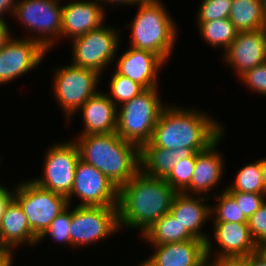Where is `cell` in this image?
I'll list each match as a JSON object with an SVG mask.
<instances>
[{"mask_svg":"<svg viewBox=\"0 0 266 266\" xmlns=\"http://www.w3.org/2000/svg\"><path fill=\"white\" fill-rule=\"evenodd\" d=\"M115 63V72L128 77L145 89L158 87V75L165 61L157 54L129 47Z\"/></svg>","mask_w":266,"mask_h":266,"instance_id":"obj_16","label":"cell"},{"mask_svg":"<svg viewBox=\"0 0 266 266\" xmlns=\"http://www.w3.org/2000/svg\"><path fill=\"white\" fill-rule=\"evenodd\" d=\"M160 0H146L138 5V12L129 24L130 47L159 55L165 62L170 59L177 39L176 23Z\"/></svg>","mask_w":266,"mask_h":266,"instance_id":"obj_4","label":"cell"},{"mask_svg":"<svg viewBox=\"0 0 266 266\" xmlns=\"http://www.w3.org/2000/svg\"><path fill=\"white\" fill-rule=\"evenodd\" d=\"M153 246L154 253L138 266H205L206 243L199 239Z\"/></svg>","mask_w":266,"mask_h":266,"instance_id":"obj_18","label":"cell"},{"mask_svg":"<svg viewBox=\"0 0 266 266\" xmlns=\"http://www.w3.org/2000/svg\"><path fill=\"white\" fill-rule=\"evenodd\" d=\"M223 53V62L232 66L240 78L266 61V28L238 32L236 39Z\"/></svg>","mask_w":266,"mask_h":266,"instance_id":"obj_14","label":"cell"},{"mask_svg":"<svg viewBox=\"0 0 266 266\" xmlns=\"http://www.w3.org/2000/svg\"><path fill=\"white\" fill-rule=\"evenodd\" d=\"M240 79L247 85L248 89L266 96V61L247 71Z\"/></svg>","mask_w":266,"mask_h":266,"instance_id":"obj_35","label":"cell"},{"mask_svg":"<svg viewBox=\"0 0 266 266\" xmlns=\"http://www.w3.org/2000/svg\"><path fill=\"white\" fill-rule=\"evenodd\" d=\"M241 208L244 216L249 219L265 201V194L248 193L240 191H227Z\"/></svg>","mask_w":266,"mask_h":266,"instance_id":"obj_33","label":"cell"},{"mask_svg":"<svg viewBox=\"0 0 266 266\" xmlns=\"http://www.w3.org/2000/svg\"><path fill=\"white\" fill-rule=\"evenodd\" d=\"M214 238L220 249L215 257H243L259 250L248 223L214 222ZM222 249V250H221Z\"/></svg>","mask_w":266,"mask_h":266,"instance_id":"obj_20","label":"cell"},{"mask_svg":"<svg viewBox=\"0 0 266 266\" xmlns=\"http://www.w3.org/2000/svg\"><path fill=\"white\" fill-rule=\"evenodd\" d=\"M13 198H14V190L11 191L7 189L6 186H2L0 184V222L7 205L10 203V201Z\"/></svg>","mask_w":266,"mask_h":266,"instance_id":"obj_37","label":"cell"},{"mask_svg":"<svg viewBox=\"0 0 266 266\" xmlns=\"http://www.w3.org/2000/svg\"><path fill=\"white\" fill-rule=\"evenodd\" d=\"M191 148L166 149L161 147L140 148V170L154 178L165 179L172 172L179 159L191 157Z\"/></svg>","mask_w":266,"mask_h":266,"instance_id":"obj_23","label":"cell"},{"mask_svg":"<svg viewBox=\"0 0 266 266\" xmlns=\"http://www.w3.org/2000/svg\"><path fill=\"white\" fill-rule=\"evenodd\" d=\"M197 152L191 157L179 159L165 181L177 192H183L189 185L196 165Z\"/></svg>","mask_w":266,"mask_h":266,"instance_id":"obj_30","label":"cell"},{"mask_svg":"<svg viewBox=\"0 0 266 266\" xmlns=\"http://www.w3.org/2000/svg\"><path fill=\"white\" fill-rule=\"evenodd\" d=\"M152 245L182 242L195 239L186 228L169 212L158 219L145 233L142 238Z\"/></svg>","mask_w":266,"mask_h":266,"instance_id":"obj_25","label":"cell"},{"mask_svg":"<svg viewBox=\"0 0 266 266\" xmlns=\"http://www.w3.org/2000/svg\"><path fill=\"white\" fill-rule=\"evenodd\" d=\"M47 50L31 38H14L0 50V85L15 80L39 66Z\"/></svg>","mask_w":266,"mask_h":266,"instance_id":"obj_13","label":"cell"},{"mask_svg":"<svg viewBox=\"0 0 266 266\" xmlns=\"http://www.w3.org/2000/svg\"><path fill=\"white\" fill-rule=\"evenodd\" d=\"M200 111L166 105L150 142L142 147L191 148L194 152L207 149L224 133V128Z\"/></svg>","mask_w":266,"mask_h":266,"instance_id":"obj_2","label":"cell"},{"mask_svg":"<svg viewBox=\"0 0 266 266\" xmlns=\"http://www.w3.org/2000/svg\"><path fill=\"white\" fill-rule=\"evenodd\" d=\"M178 192L163 178H154L141 170L118 192L119 228L145 233L158 219L170 212Z\"/></svg>","mask_w":266,"mask_h":266,"instance_id":"obj_1","label":"cell"},{"mask_svg":"<svg viewBox=\"0 0 266 266\" xmlns=\"http://www.w3.org/2000/svg\"><path fill=\"white\" fill-rule=\"evenodd\" d=\"M12 36L7 22L0 21V50Z\"/></svg>","mask_w":266,"mask_h":266,"instance_id":"obj_41","label":"cell"},{"mask_svg":"<svg viewBox=\"0 0 266 266\" xmlns=\"http://www.w3.org/2000/svg\"><path fill=\"white\" fill-rule=\"evenodd\" d=\"M71 246H87L120 230L117 207L76 206L70 225Z\"/></svg>","mask_w":266,"mask_h":266,"instance_id":"obj_11","label":"cell"},{"mask_svg":"<svg viewBox=\"0 0 266 266\" xmlns=\"http://www.w3.org/2000/svg\"><path fill=\"white\" fill-rule=\"evenodd\" d=\"M247 266H266V256L259 249L247 256Z\"/></svg>","mask_w":266,"mask_h":266,"instance_id":"obj_38","label":"cell"},{"mask_svg":"<svg viewBox=\"0 0 266 266\" xmlns=\"http://www.w3.org/2000/svg\"><path fill=\"white\" fill-rule=\"evenodd\" d=\"M59 3V0H19L13 14L32 34L37 33L30 38L47 52L56 45L55 39L61 38L62 6Z\"/></svg>","mask_w":266,"mask_h":266,"instance_id":"obj_7","label":"cell"},{"mask_svg":"<svg viewBox=\"0 0 266 266\" xmlns=\"http://www.w3.org/2000/svg\"><path fill=\"white\" fill-rule=\"evenodd\" d=\"M18 4L17 0H0V21L6 22V20L3 18V13H10V16L14 14L16 5Z\"/></svg>","mask_w":266,"mask_h":266,"instance_id":"obj_39","label":"cell"},{"mask_svg":"<svg viewBox=\"0 0 266 266\" xmlns=\"http://www.w3.org/2000/svg\"><path fill=\"white\" fill-rule=\"evenodd\" d=\"M118 30L105 24L88 33L75 37L71 41L72 63L81 68H87L102 74L104 69L115 60L119 50L120 37Z\"/></svg>","mask_w":266,"mask_h":266,"instance_id":"obj_9","label":"cell"},{"mask_svg":"<svg viewBox=\"0 0 266 266\" xmlns=\"http://www.w3.org/2000/svg\"><path fill=\"white\" fill-rule=\"evenodd\" d=\"M109 86L110 92L107 96L117 108L146 90L142 85L116 72L113 73Z\"/></svg>","mask_w":266,"mask_h":266,"instance_id":"obj_29","label":"cell"},{"mask_svg":"<svg viewBox=\"0 0 266 266\" xmlns=\"http://www.w3.org/2000/svg\"><path fill=\"white\" fill-rule=\"evenodd\" d=\"M79 111L84 123V129L79 135L116 132L118 110L107 93L98 91L81 106Z\"/></svg>","mask_w":266,"mask_h":266,"instance_id":"obj_21","label":"cell"},{"mask_svg":"<svg viewBox=\"0 0 266 266\" xmlns=\"http://www.w3.org/2000/svg\"><path fill=\"white\" fill-rule=\"evenodd\" d=\"M264 16L266 18V0H261Z\"/></svg>","mask_w":266,"mask_h":266,"instance_id":"obj_45","label":"cell"},{"mask_svg":"<svg viewBox=\"0 0 266 266\" xmlns=\"http://www.w3.org/2000/svg\"><path fill=\"white\" fill-rule=\"evenodd\" d=\"M233 0H202L196 22H210L229 18Z\"/></svg>","mask_w":266,"mask_h":266,"instance_id":"obj_32","label":"cell"},{"mask_svg":"<svg viewBox=\"0 0 266 266\" xmlns=\"http://www.w3.org/2000/svg\"><path fill=\"white\" fill-rule=\"evenodd\" d=\"M205 266H247V256L214 258L213 256H207Z\"/></svg>","mask_w":266,"mask_h":266,"instance_id":"obj_36","label":"cell"},{"mask_svg":"<svg viewBox=\"0 0 266 266\" xmlns=\"http://www.w3.org/2000/svg\"><path fill=\"white\" fill-rule=\"evenodd\" d=\"M248 227L252 238L259 247L266 242V200L248 219Z\"/></svg>","mask_w":266,"mask_h":266,"instance_id":"obj_34","label":"cell"},{"mask_svg":"<svg viewBox=\"0 0 266 266\" xmlns=\"http://www.w3.org/2000/svg\"><path fill=\"white\" fill-rule=\"evenodd\" d=\"M118 192L119 188L103 173L79 158L71 193L67 197L69 205L76 195L81 199L78 206L117 207Z\"/></svg>","mask_w":266,"mask_h":266,"instance_id":"obj_12","label":"cell"},{"mask_svg":"<svg viewBox=\"0 0 266 266\" xmlns=\"http://www.w3.org/2000/svg\"><path fill=\"white\" fill-rule=\"evenodd\" d=\"M260 167L262 172V181L264 185V193L266 195V158L260 159Z\"/></svg>","mask_w":266,"mask_h":266,"instance_id":"obj_43","label":"cell"},{"mask_svg":"<svg viewBox=\"0 0 266 266\" xmlns=\"http://www.w3.org/2000/svg\"><path fill=\"white\" fill-rule=\"evenodd\" d=\"M229 20L238 32L266 28L261 0H233Z\"/></svg>","mask_w":266,"mask_h":266,"instance_id":"obj_24","label":"cell"},{"mask_svg":"<svg viewBox=\"0 0 266 266\" xmlns=\"http://www.w3.org/2000/svg\"><path fill=\"white\" fill-rule=\"evenodd\" d=\"M203 40L212 47H221L224 51L236 39L238 31L229 18L216 19L210 22H197Z\"/></svg>","mask_w":266,"mask_h":266,"instance_id":"obj_26","label":"cell"},{"mask_svg":"<svg viewBox=\"0 0 266 266\" xmlns=\"http://www.w3.org/2000/svg\"><path fill=\"white\" fill-rule=\"evenodd\" d=\"M259 249L262 251V253L266 256V242H264Z\"/></svg>","mask_w":266,"mask_h":266,"instance_id":"obj_44","label":"cell"},{"mask_svg":"<svg viewBox=\"0 0 266 266\" xmlns=\"http://www.w3.org/2000/svg\"><path fill=\"white\" fill-rule=\"evenodd\" d=\"M79 158V149L74 140L53 144L44 158L43 175L31 180L44 189L68 197Z\"/></svg>","mask_w":266,"mask_h":266,"instance_id":"obj_10","label":"cell"},{"mask_svg":"<svg viewBox=\"0 0 266 266\" xmlns=\"http://www.w3.org/2000/svg\"><path fill=\"white\" fill-rule=\"evenodd\" d=\"M13 254L11 249L0 248V266H13Z\"/></svg>","mask_w":266,"mask_h":266,"instance_id":"obj_40","label":"cell"},{"mask_svg":"<svg viewBox=\"0 0 266 266\" xmlns=\"http://www.w3.org/2000/svg\"><path fill=\"white\" fill-rule=\"evenodd\" d=\"M97 2L99 1V2H104V3H107L108 4V2L109 3H112V4H117V5H119V4H126L127 6L128 5H134L135 4V6H136V4H137V6L139 5V4H141V3H143V2H145L146 0H96Z\"/></svg>","mask_w":266,"mask_h":266,"instance_id":"obj_42","label":"cell"},{"mask_svg":"<svg viewBox=\"0 0 266 266\" xmlns=\"http://www.w3.org/2000/svg\"><path fill=\"white\" fill-rule=\"evenodd\" d=\"M210 197L204 195L186 194L178 192L173 200L170 213L182 224L183 228L196 239L206 243V255L211 256V238L207 234L202 233V226L205 224L206 219H211L210 208L207 203L204 204ZM207 235V236H206ZM210 238V239H209Z\"/></svg>","mask_w":266,"mask_h":266,"instance_id":"obj_15","label":"cell"},{"mask_svg":"<svg viewBox=\"0 0 266 266\" xmlns=\"http://www.w3.org/2000/svg\"><path fill=\"white\" fill-rule=\"evenodd\" d=\"M14 199L26 215L32 232L39 238L51 222L69 205L67 197L26 180L14 188Z\"/></svg>","mask_w":266,"mask_h":266,"instance_id":"obj_6","label":"cell"},{"mask_svg":"<svg viewBox=\"0 0 266 266\" xmlns=\"http://www.w3.org/2000/svg\"><path fill=\"white\" fill-rule=\"evenodd\" d=\"M62 5L61 38H75L102 27L105 9L96 0H76Z\"/></svg>","mask_w":266,"mask_h":266,"instance_id":"obj_17","label":"cell"},{"mask_svg":"<svg viewBox=\"0 0 266 266\" xmlns=\"http://www.w3.org/2000/svg\"><path fill=\"white\" fill-rule=\"evenodd\" d=\"M158 92V87L146 89L117 108L116 133L123 140L139 148L150 142L161 111L166 107Z\"/></svg>","mask_w":266,"mask_h":266,"instance_id":"obj_5","label":"cell"},{"mask_svg":"<svg viewBox=\"0 0 266 266\" xmlns=\"http://www.w3.org/2000/svg\"><path fill=\"white\" fill-rule=\"evenodd\" d=\"M77 136L80 159L94 166L118 188L140 171V148L116 132Z\"/></svg>","mask_w":266,"mask_h":266,"instance_id":"obj_3","label":"cell"},{"mask_svg":"<svg viewBox=\"0 0 266 266\" xmlns=\"http://www.w3.org/2000/svg\"><path fill=\"white\" fill-rule=\"evenodd\" d=\"M35 247L38 237L32 232L25 213L19 203L13 198L7 205L0 222V248L11 249L20 244Z\"/></svg>","mask_w":266,"mask_h":266,"instance_id":"obj_22","label":"cell"},{"mask_svg":"<svg viewBox=\"0 0 266 266\" xmlns=\"http://www.w3.org/2000/svg\"><path fill=\"white\" fill-rule=\"evenodd\" d=\"M54 74L52 83L56 101L60 103L63 113L70 121L72 115L78 113L81 106L98 92L97 85L101 74L71 63L59 68Z\"/></svg>","mask_w":266,"mask_h":266,"instance_id":"obj_8","label":"cell"},{"mask_svg":"<svg viewBox=\"0 0 266 266\" xmlns=\"http://www.w3.org/2000/svg\"><path fill=\"white\" fill-rule=\"evenodd\" d=\"M70 209L68 206L51 222L47 230L38 238V244L49 235L56 242L71 246L70 225L72 222V209Z\"/></svg>","mask_w":266,"mask_h":266,"instance_id":"obj_31","label":"cell"},{"mask_svg":"<svg viewBox=\"0 0 266 266\" xmlns=\"http://www.w3.org/2000/svg\"><path fill=\"white\" fill-rule=\"evenodd\" d=\"M217 194L213 192V199L216 198L218 203L215 204L214 208H210L214 222L248 223V219L244 216L241 208L226 190H222L218 197Z\"/></svg>","mask_w":266,"mask_h":266,"instance_id":"obj_28","label":"cell"},{"mask_svg":"<svg viewBox=\"0 0 266 266\" xmlns=\"http://www.w3.org/2000/svg\"><path fill=\"white\" fill-rule=\"evenodd\" d=\"M232 184L225 188L226 191H240L248 193H264L260 159L254 163H248L238 171Z\"/></svg>","mask_w":266,"mask_h":266,"instance_id":"obj_27","label":"cell"},{"mask_svg":"<svg viewBox=\"0 0 266 266\" xmlns=\"http://www.w3.org/2000/svg\"><path fill=\"white\" fill-rule=\"evenodd\" d=\"M223 133L207 149L197 152L196 165L190 185L183 191L186 194L207 195L220 182L224 172L222 154L217 151ZM191 191V192H190Z\"/></svg>","mask_w":266,"mask_h":266,"instance_id":"obj_19","label":"cell"}]
</instances>
